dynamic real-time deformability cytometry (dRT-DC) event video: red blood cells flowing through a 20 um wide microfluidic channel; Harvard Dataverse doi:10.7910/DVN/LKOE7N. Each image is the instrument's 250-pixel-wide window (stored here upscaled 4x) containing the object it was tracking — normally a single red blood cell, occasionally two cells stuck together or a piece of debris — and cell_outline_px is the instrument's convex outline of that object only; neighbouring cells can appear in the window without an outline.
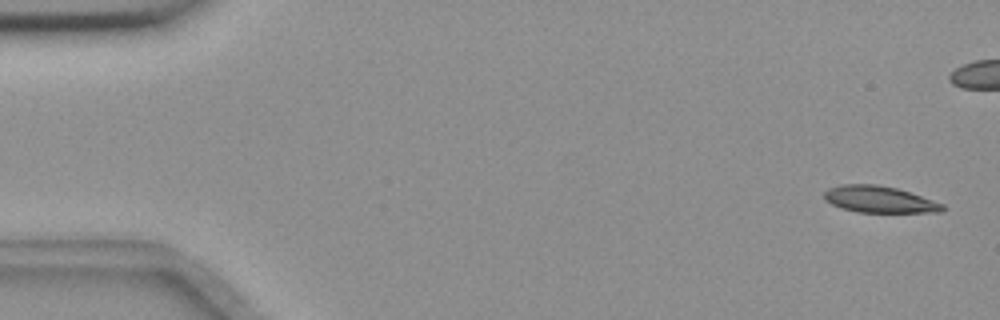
{"species": "common noctule bat (a hibernating species)", "species_latin": "Nyctalus noctula", "temperature_condition": "room temperature", "stored_images_in_passage": 56, "camera_frame_rate_fps": 3000, "um_per_image_px": 0.085, "animal": {"sex": "female", "body_mass_g": 18.4}, "frame": {"image": 1, "passage_image": 2, "time_ms": 0.333, "image_size_px": [1000, 320], "cell_outline_px": [[944, 212], [856, 212], [840, 208], [824, 200], [824, 192], [828, 188], [844, 184], [876, 184], [896, 188], [944, 204]], "centroid_in_image_um": [74.7, 16.95], "position_along_channel_um": 10.3, "area_um2": 18.26}}
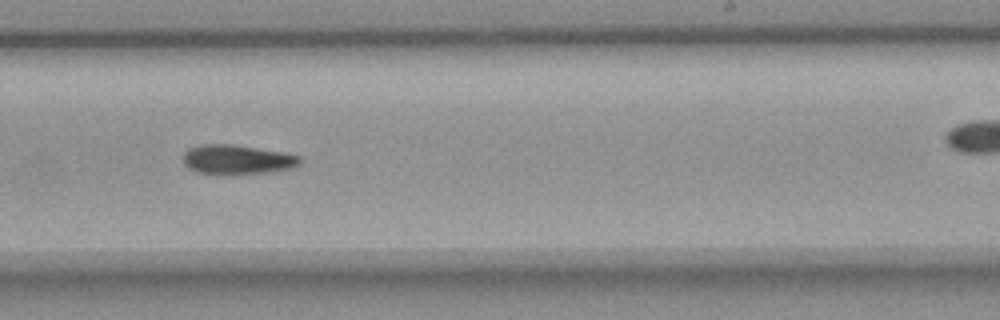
{"frame": {"image": 2, "passage_image": 34, "time_ms": 11.0, "image_size_px": [1000, 320], "cell_outline_px": [[304, 160], [296, 168], [272, 172], [228, 176], [196, 172], [188, 168], [184, 164], [184, 152], [188, 148], [200, 144], [232, 144], [280, 152], [300, 156]], "centroid_in_image_um": [20.17, 13.59], "position_along_channel_um": 268.8, "area_um2": 20.69}}
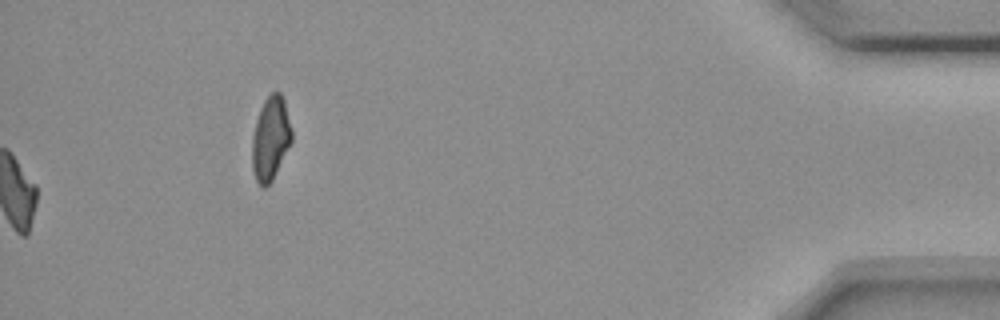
{"frame": {"image": 3, "passage_image": 56, "time_ms": 18.333, "image_size_px": [1000, 320], "cell_outline_px": [[292, 140], [272, 180], [264, 188], [256, 180], [252, 172], [252, 136], [256, 120], [260, 108], [264, 100], [272, 92], [280, 92], [284, 100], [292, 128]], "centroid_in_image_um": [22.99, 11.75], "position_along_channel_um": 412.2, "area_um2": 19.25}, "authors_computed_cell_mechanics": {"area_um2": 19.9121, "velocity_mm_per_s": 3.6656, "shape_relaxation_time_tau1_ms": 6.9091, "shape_relaxation_time_tau2_ms": null, "deformation_change_tau1": 0.1659, "deformation_change_tau2": null}}